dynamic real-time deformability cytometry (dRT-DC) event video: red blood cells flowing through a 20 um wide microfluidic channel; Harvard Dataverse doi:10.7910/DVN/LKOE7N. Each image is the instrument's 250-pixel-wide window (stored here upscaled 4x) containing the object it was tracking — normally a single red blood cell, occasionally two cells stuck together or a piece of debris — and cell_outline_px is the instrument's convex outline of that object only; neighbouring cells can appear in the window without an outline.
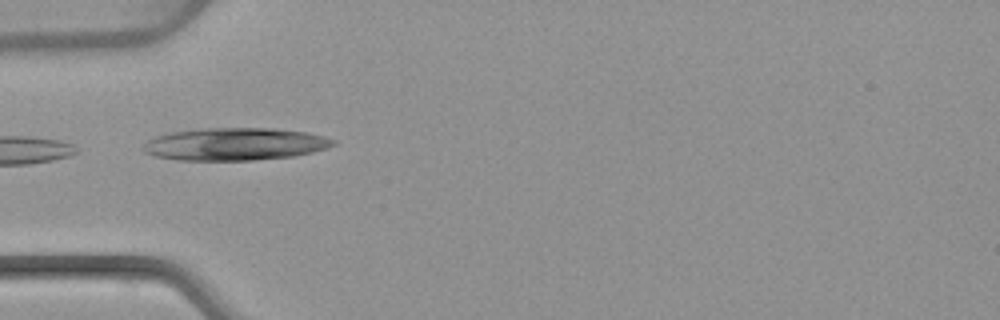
{"species": "common noctule bat (a hibernating species)", "species_latin": "Nyctalus noctula", "temperature_condition": "warm", "stored_images_in_passage": 7, "camera_frame_rate_fps": 3000, "um_per_image_px": 0.085, "animal": {"sex": "female", "body_mass_g": 22.7, "forearm_length_mm": 54.2}, "frame": {"image": 1, "passage_image": 4, "time_ms": 4.667, "image_size_px": [1000, 320], "cell_outline_px": [[336, 144], [328, 148], [312, 152], [292, 156], [252, 160], [176, 160], [156, 156], [144, 152], [140, 148], [148, 140], [156, 136], [168, 132], [204, 128], [272, 128], [304, 132], [324, 136], [336, 140]], "centroid_in_image_um": [19.94, 12.24], "position_along_channel_um": 65.1, "area_um2": 36.07}}
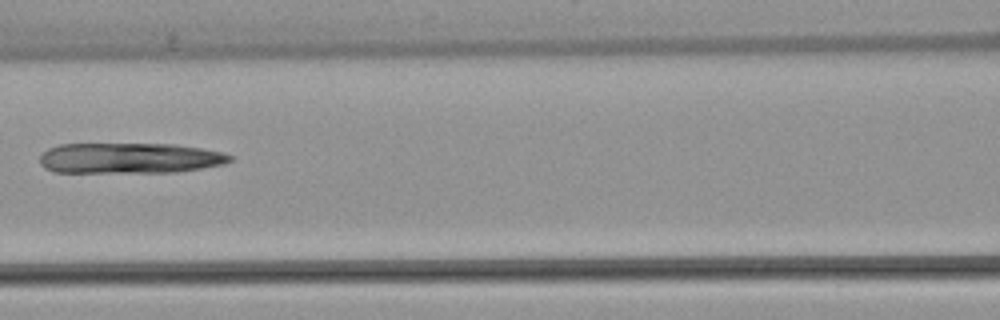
{"frame": {"image": 2, "passage_image": 6, "time_ms": 7.0, "image_size_px": [1000, 320], "cell_outline_px": [[232, 160], [224, 164], [176, 172], [52, 172], [44, 168], [40, 164], [40, 156], [48, 148], [60, 144], [172, 144], [200, 148], [220, 152], [232, 156]], "centroid_in_image_um": [10.97, 13.44], "position_along_channel_um": 155.6, "area_um2": 33.81}}
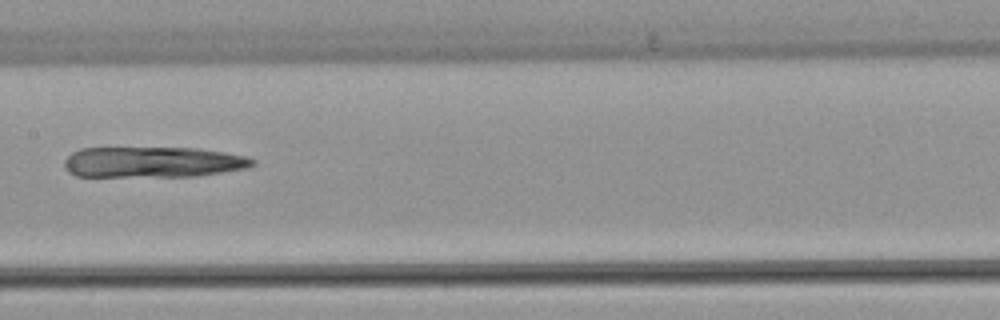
{"frame": {"image": 3, "passage_image": 7, "time_ms": 8.0, "image_size_px": [1000, 320], "cell_outline_px": [[256, 164], [248, 168], [196, 176], [76, 176], [68, 172], [64, 168], [64, 160], [72, 152], [80, 148], [196, 148], [224, 152], [248, 156], [256, 160]], "centroid_in_image_um": [13.01, 13.78], "position_along_channel_um": 194.4, "area_um2": 33.87}}